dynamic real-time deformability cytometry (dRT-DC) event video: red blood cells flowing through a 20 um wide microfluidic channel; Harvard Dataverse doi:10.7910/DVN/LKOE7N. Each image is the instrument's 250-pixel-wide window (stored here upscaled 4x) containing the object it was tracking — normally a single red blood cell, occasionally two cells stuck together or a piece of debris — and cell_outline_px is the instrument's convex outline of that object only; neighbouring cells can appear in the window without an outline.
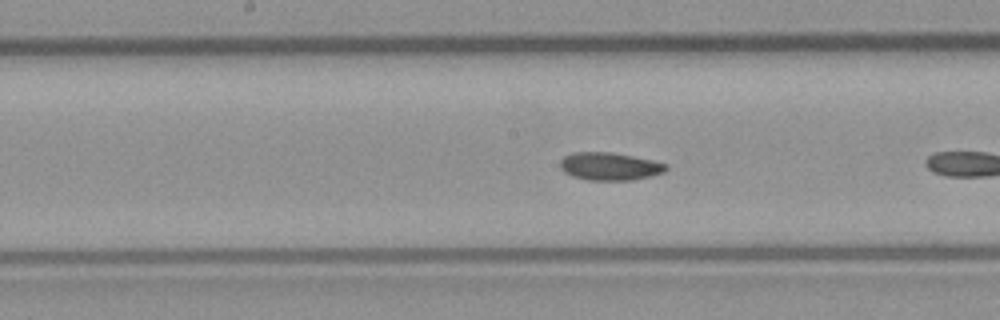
{"species": "common noctule bat (a hibernating species)", "species_latin": "Nyctalus noctula", "temperature_condition": "room temperature", "stored_images_in_passage": 10, "camera_frame_rate_fps": 3000, "um_per_image_px": 0.085, "animal": {"sex": "male", "body_mass_g": 23.1, "forearm_length_mm": 52.7}, "frame": {"image": 1, "passage_image": 9, "time_ms": 2.667, "image_size_px": [1000, 320], "cell_outline_px": [[668, 168], [664, 172], [632, 180], [588, 180], [572, 176], [564, 172], [560, 168], [560, 160], [564, 156], [572, 152], [608, 152], [632, 156], [652, 160], [668, 164]], "centroid_in_image_um": [51.79, 14.14], "position_along_channel_um": 196.4, "area_um2": 17.11}}